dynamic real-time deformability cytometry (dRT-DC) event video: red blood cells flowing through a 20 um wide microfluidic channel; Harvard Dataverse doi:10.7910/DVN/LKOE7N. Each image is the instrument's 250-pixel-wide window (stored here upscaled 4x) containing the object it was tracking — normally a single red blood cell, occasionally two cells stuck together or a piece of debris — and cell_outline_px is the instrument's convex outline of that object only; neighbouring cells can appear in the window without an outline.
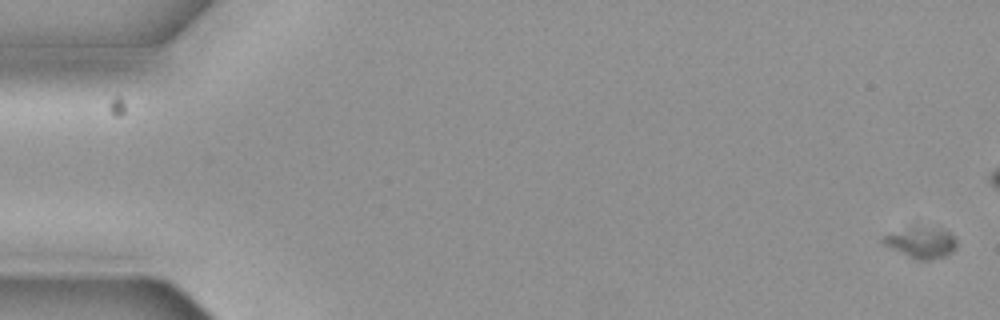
{"species": "common noctule bat (a hibernating species)", "species_latin": "Nyctalus noctula", "temperature_condition": "cold", "stored_images_in_passage": 5, "camera_frame_rate_fps": 3000, "um_per_image_px": 0.085, "animal": {"sex": "female", "body_mass_g": 19.3, "forearm_length_mm": 54.1}, "frame": {"image": 1, "passage_image": 1, "time_ms": 0.0, "image_size_px": [1000, 320], "cell_outline_px": [[956, 244], [944, 256], [928, 260], [916, 260], [888, 244], [884, 240], [884, 236], [940, 232], [948, 232], [956, 240]], "centroid_in_image_um": [78.44, 20.79], "position_along_channel_um": 6.6, "area_um2": 10.29}}